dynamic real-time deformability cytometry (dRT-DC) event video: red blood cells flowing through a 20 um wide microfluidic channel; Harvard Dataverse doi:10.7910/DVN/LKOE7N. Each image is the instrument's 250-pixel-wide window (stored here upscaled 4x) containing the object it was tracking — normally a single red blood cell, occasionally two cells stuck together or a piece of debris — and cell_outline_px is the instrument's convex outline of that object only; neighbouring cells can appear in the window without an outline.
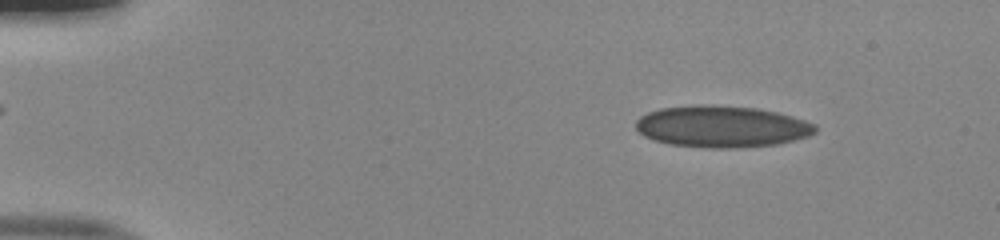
{"species": "human", "species_latin": "Homo sapiens", "temperature_condition": "room temperature", "stored_images_in_passage": 49, "camera_frame_rate_fps": 3000, "um_per_image_px": 0.085, "donor": {"sex": "male"}, "frame": {"image": 1, "passage_image": 4, "time_ms": 1.0, "image_size_px": [1000, 240], "cell_outline_px": [[816, 132], [808, 136], [776, 144], [728, 148], [708, 148], [672, 144], [656, 140], [644, 136], [636, 128], [636, 120], [640, 116], [648, 112], [660, 108], [756, 108], [776, 112], [792, 116], [816, 124]], "centroid_in_image_um": [61.38, 10.8], "position_along_channel_um": 23.6, "area_um2": 41.79}}
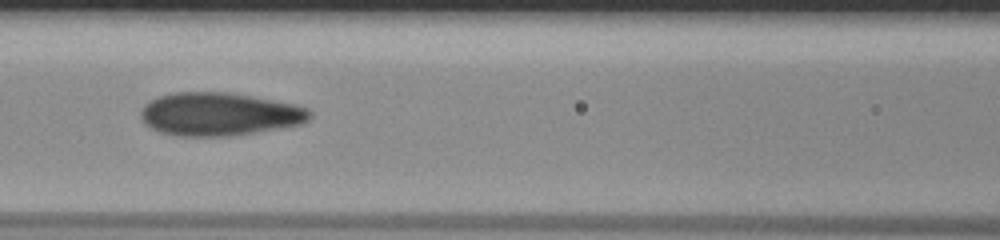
{"frame": {"image": 2, "passage_image": 21, "time_ms": 6.667, "image_size_px": [1000, 240], "cell_outline_px": [[312, 116], [304, 124], [256, 132], [228, 136], [176, 136], [160, 132], [144, 124], [140, 116], [140, 112], [144, 104], [156, 96], [172, 92], [228, 92], [252, 96], [292, 104], [308, 108], [312, 112]], "centroid_in_image_um": [18.61, 9.7], "position_along_channel_um": 148.0, "area_um2": 42.77}}
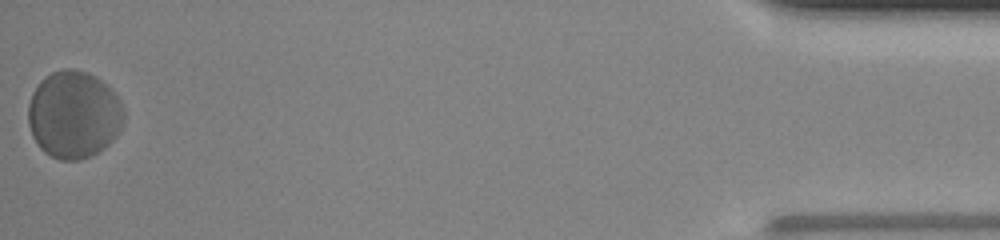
{"frame": {"image": 3, "passage_image": 49, "time_ms": 16.0, "image_size_px": [1000, 240], "cell_outline_px": [[124, 120], [116, 136], [104, 148], [80, 160], [60, 160], [44, 152], [40, 148], [32, 136], [28, 124], [28, 104], [32, 92], [40, 80], [44, 76], [52, 72], [64, 68], [72, 68], [88, 72], [96, 76], [112, 88], [120, 100], [124, 108]], "centroid_in_image_um": [6.27, 9.71], "position_along_channel_um": 428.9, "area_um2": 49.25}, "authors_computed_cell_mechanics": {"area_um2": 42.7142, "velocity_mm_per_s": 3.9216, "shape_relaxation_time_tau1_ms": 4.2343, "shape_relaxation_time_tau2_ms": 0.8571, "deformation_change_tau1": 0.1077, "deformation_change_tau2": 0.0558}}